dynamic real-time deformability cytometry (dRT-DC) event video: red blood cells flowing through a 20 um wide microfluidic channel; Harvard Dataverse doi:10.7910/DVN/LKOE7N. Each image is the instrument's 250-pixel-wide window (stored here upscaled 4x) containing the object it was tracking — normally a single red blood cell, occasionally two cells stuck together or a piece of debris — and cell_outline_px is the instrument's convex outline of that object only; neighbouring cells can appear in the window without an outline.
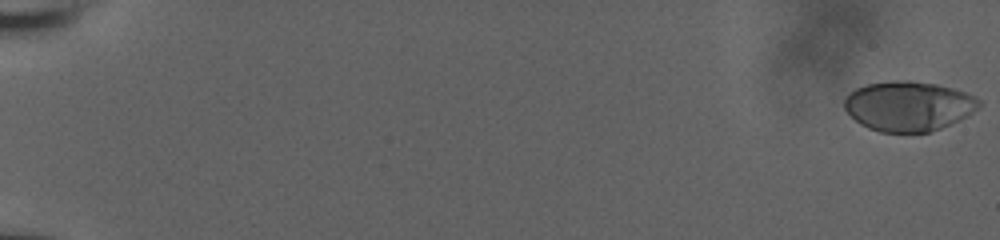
{"species": "human", "species_latin": "Homo sapiens", "temperature_condition": "room temperature", "stored_images_in_passage": 58, "camera_frame_rate_fps": 3000, "um_per_image_px": 0.085, "donor": {"sex": "male"}, "frame": {"image": 1, "passage_image": 1, "time_ms": 0.0, "image_size_px": [1000, 240], "cell_outline_px": [[980, 108], [968, 116], [932, 132], [880, 132], [868, 128], [860, 124], [844, 108], [844, 100], [848, 92], [856, 88], [868, 84], [896, 80], [908, 80], [936, 84], [952, 88], [976, 96], [980, 100]], "centroid_in_image_um": [77.24, 9.02], "position_along_channel_um": 7.8, "area_um2": 39.25}}
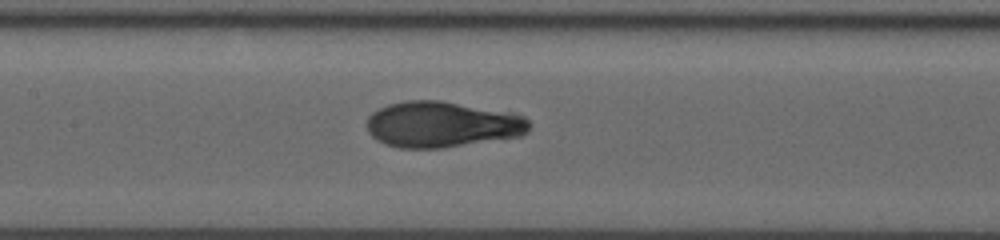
{"frame": {"image": 2, "passage_image": 31, "time_ms": 10.0, "image_size_px": [1000, 240], "cell_outline_px": [[532, 124], [528, 132], [520, 136], [444, 148], [400, 148], [384, 144], [376, 140], [368, 132], [368, 116], [372, 112], [388, 104], [404, 100], [440, 100], [512, 112], [524, 116]], "centroid_in_image_um": [37.59, 10.57], "position_along_channel_um": 169.8, "area_um2": 43.87}}
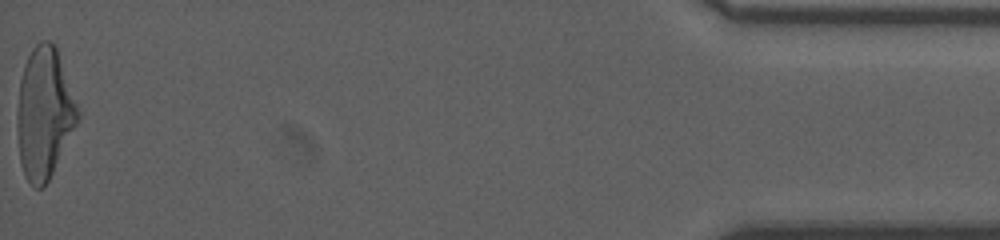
{"frame": {"image": 3, "passage_image": 58, "time_ms": 19.0, "image_size_px": [1000, 240], "cell_outline_px": [[80, 120], [48, 180], [40, 188], [36, 188], [24, 176], [20, 164], [16, 128], [16, 116], [20, 80], [24, 64], [32, 48], [40, 40], [48, 40], [56, 44], [80, 112]], "centroid_in_image_um": [3.76, 9.59], "position_along_channel_um": 431.4, "area_um2": 46.7}, "authors_computed_cell_mechanics": {"area_um2": 42.8009, "velocity_mm_per_s": 3.8581, "shape_relaxation_time_tau1_ms": 5.0719, "shape_relaxation_time_tau2_ms": null, "deformation_change_tau1": 0.1952, "deformation_change_tau2": null}}